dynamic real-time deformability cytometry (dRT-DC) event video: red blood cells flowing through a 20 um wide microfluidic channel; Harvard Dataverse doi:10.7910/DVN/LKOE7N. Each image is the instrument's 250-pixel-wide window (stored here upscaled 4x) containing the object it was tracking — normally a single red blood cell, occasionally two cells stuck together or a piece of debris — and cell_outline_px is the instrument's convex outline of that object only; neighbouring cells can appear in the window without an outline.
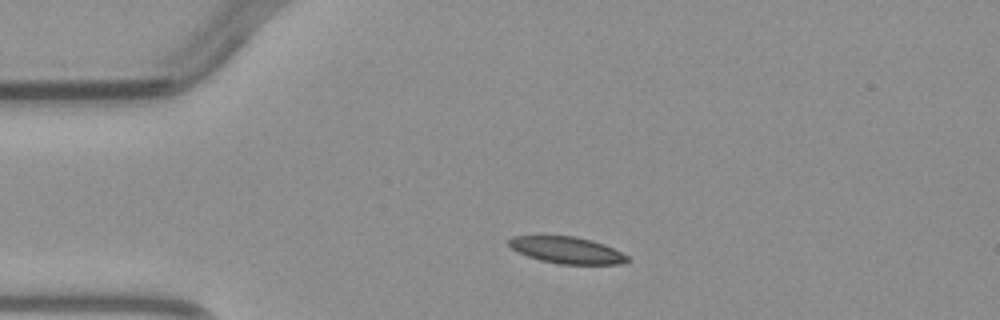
{"species": "common noctule bat (a hibernating species)", "species_latin": "Nyctalus noctula", "temperature_condition": "warm", "stored_images_in_passage": 2, "camera_frame_rate_fps": 3000, "um_per_image_px": 0.085, "animal": {"sex": "male", "body_mass_g": 23.1, "forearm_length_mm": 52.7}, "frame": {"image": 1, "passage_image": 1, "time_ms": 0.0, "image_size_px": [1000, 320], "cell_outline_px": [[632, 260], [620, 264], [560, 264], [540, 260], [528, 256], [512, 248], [508, 244], [508, 240], [512, 236], [576, 236], [592, 240], [604, 244], [628, 256]], "centroid_in_image_um": [48.21, 21.26], "position_along_channel_um": 36.8, "area_um2": 18.32}}